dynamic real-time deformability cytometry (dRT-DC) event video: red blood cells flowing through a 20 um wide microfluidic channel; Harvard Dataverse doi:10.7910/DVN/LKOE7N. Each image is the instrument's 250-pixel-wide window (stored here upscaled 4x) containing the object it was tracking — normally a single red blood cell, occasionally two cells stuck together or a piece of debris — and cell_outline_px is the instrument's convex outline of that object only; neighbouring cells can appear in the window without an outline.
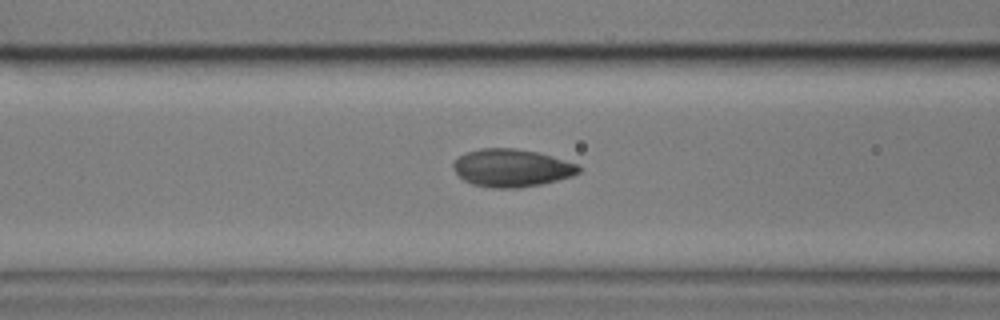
{"species": "common noctule bat (a hibernating species)", "species_latin": "Nyctalus noctula", "temperature_condition": "cold", "stored_images_in_passage": 7, "camera_frame_rate_fps": 3000, "um_per_image_px": 0.085, "animal": {"sex": "male", "body_mass_g": 17.9}, "frame": {"image": 1, "passage_image": 7, "time_ms": 7.333, "image_size_px": [1000, 320], "cell_outline_px": [[580, 172], [572, 176], [540, 184], [520, 188], [492, 188], [472, 184], [464, 180], [452, 168], [452, 164], [460, 156], [468, 152], [480, 148], [516, 148], [536, 152], [552, 156], [576, 164], [580, 168]], "centroid_in_image_um": [43.47, 14.28], "position_along_channel_um": 123.1, "area_um2": 27.4}}